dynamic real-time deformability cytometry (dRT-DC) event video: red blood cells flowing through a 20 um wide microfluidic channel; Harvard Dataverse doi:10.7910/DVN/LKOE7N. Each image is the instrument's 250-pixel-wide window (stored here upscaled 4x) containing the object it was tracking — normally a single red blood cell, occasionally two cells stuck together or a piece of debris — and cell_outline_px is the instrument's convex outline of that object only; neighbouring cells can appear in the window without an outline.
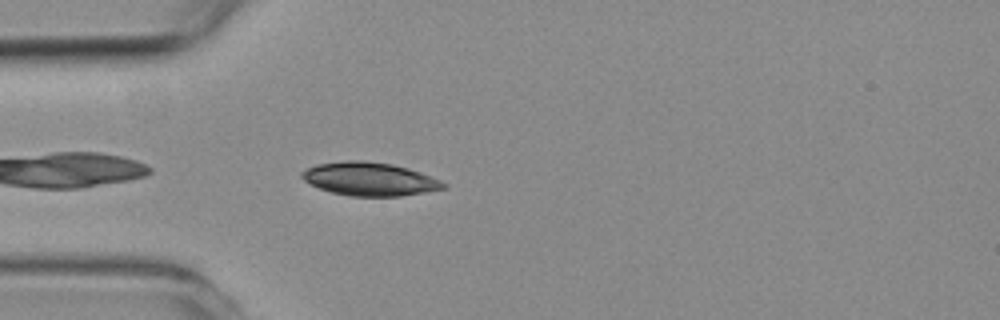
{"species": "common noctule bat (a hibernating species)", "species_latin": "Nyctalus noctula", "temperature_condition": "room temperature", "stored_images_in_passage": 4, "camera_frame_rate_fps": 3000, "um_per_image_px": 0.085, "animal": {"sex": "female", "body_mass_g": 19.3, "forearm_length_mm": 54.1}, "frame": {"image": 1, "passage_image": 4, "time_ms": 3.667, "image_size_px": [1000, 320], "cell_outline_px": [[448, 188], [400, 196], [348, 196], [332, 192], [320, 188], [304, 180], [300, 176], [300, 172], [316, 164], [344, 160], [364, 160], [392, 164], [408, 168], [420, 172], [440, 180], [448, 184]], "centroid_in_image_um": [31.43, 15.21], "position_along_channel_um": 53.6, "area_um2": 27.57}}